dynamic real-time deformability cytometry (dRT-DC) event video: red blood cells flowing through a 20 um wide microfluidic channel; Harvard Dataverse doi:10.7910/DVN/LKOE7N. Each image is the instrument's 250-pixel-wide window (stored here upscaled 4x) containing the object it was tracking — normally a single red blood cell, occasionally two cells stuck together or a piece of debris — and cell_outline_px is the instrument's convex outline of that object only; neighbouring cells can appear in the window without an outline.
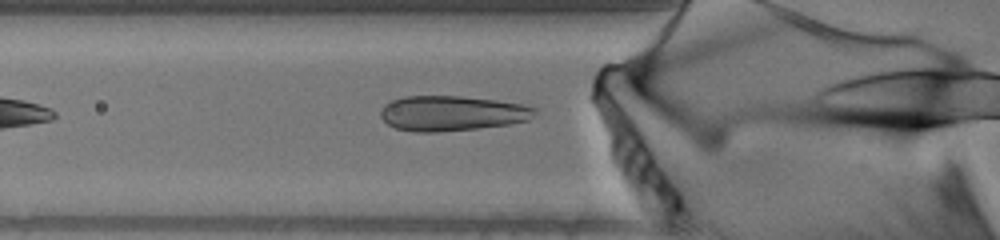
{"species": "human", "species_latin": "Homo sapiens", "temperature_condition": "warm", "stored_images_in_passage": 7, "camera_frame_rate_fps": 3000, "um_per_image_px": 0.085, "donor": {"sex": "male"}, "frame": {"image": 1, "passage_image": 2, "time_ms": 0.333, "image_size_px": [1000, 240], "cell_outline_px": [[540, 108], [528, 120], [508, 124], [480, 128], [436, 132], [412, 132], [396, 128], [388, 124], [380, 116], [380, 108], [384, 104], [392, 100], [404, 96], [460, 96], [496, 100], [520, 104]], "centroid_in_image_um": [38.39, 9.63], "position_along_channel_um": 87.4, "area_um2": 31.67}}
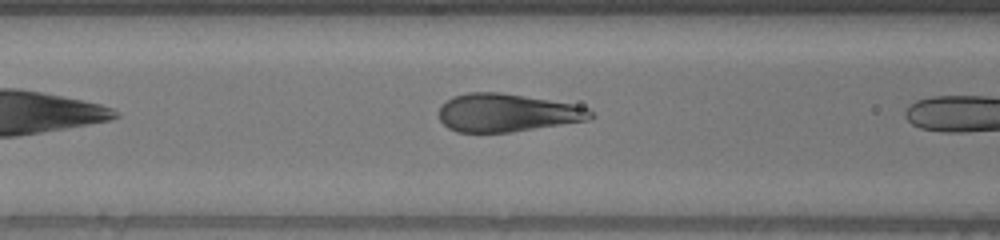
{"frame": {"image": 2, "passage_image": 5, "time_ms": 1.333, "image_size_px": [1000, 240], "cell_outline_px": [[596, 116], [588, 120], [512, 132], [456, 132], [448, 128], [440, 120], [440, 104], [452, 96], [468, 92], [500, 92], [572, 104], [592, 108]], "centroid_in_image_um": [43.1, 9.58], "position_along_channel_um": 123.5, "area_um2": 33.76}}